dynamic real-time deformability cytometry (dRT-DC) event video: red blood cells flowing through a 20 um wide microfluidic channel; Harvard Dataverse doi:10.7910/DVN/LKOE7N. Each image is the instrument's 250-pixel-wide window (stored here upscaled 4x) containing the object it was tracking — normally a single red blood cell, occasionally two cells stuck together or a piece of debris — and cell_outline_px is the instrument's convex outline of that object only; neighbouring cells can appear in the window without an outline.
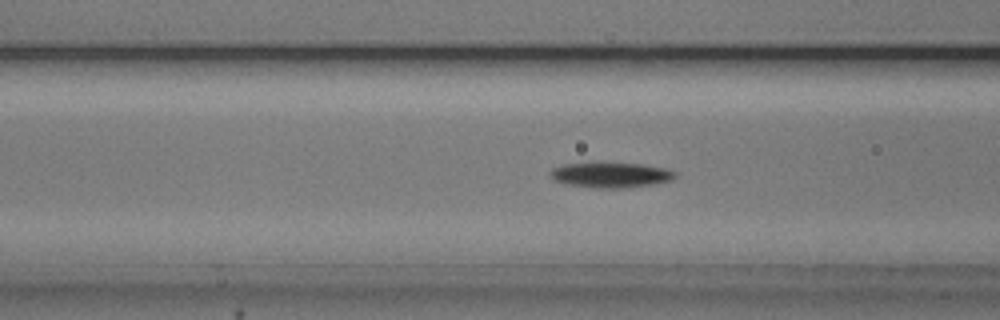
{"species": "common noctule bat (a hibernating species)", "species_latin": "Nyctalus noctula", "temperature_condition": "cold", "stored_images_in_passage": 42, "camera_frame_rate_fps": 3000, "um_per_image_px": 0.085, "animal": {"sex": "male", "body_mass_g": 20.5, "forearm_length_mm": 52.5}, "frame": {"image": 1, "passage_image": 9, "time_ms": 2.667, "image_size_px": [1000, 320], "cell_outline_px": [[680, 172], [672, 180], [652, 184], [628, 188], [600, 188], [564, 184], [552, 180], [548, 172], [552, 168], [564, 164], [588, 160], [600, 160], [644, 164], [664, 168]], "centroid_in_image_um": [51.86, 14.82], "position_along_channel_um": 114.7, "area_um2": 19.59}}
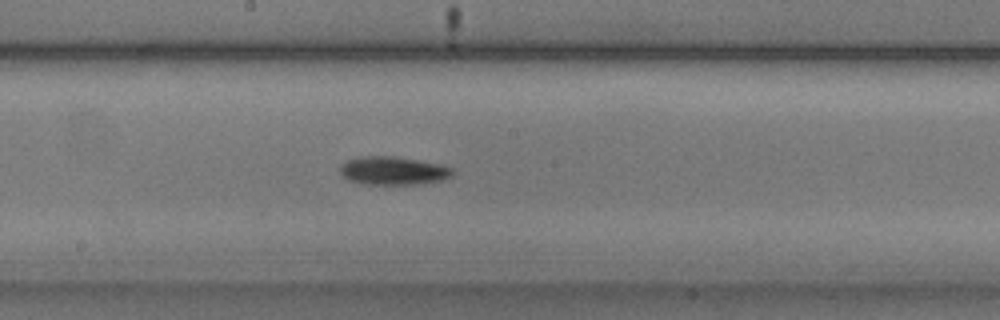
{"frame": {"image": 2, "passage_image": 17, "time_ms": 5.333, "image_size_px": [1000, 320], "cell_outline_px": [[456, 172], [452, 176], [440, 180], [420, 184], [364, 184], [348, 180], [340, 172], [340, 164], [348, 160], [360, 156], [396, 156], [420, 160], [440, 164], [452, 168]], "centroid_in_image_um": [33.43, 14.5], "position_along_channel_um": 214.8, "area_um2": 18.67}}
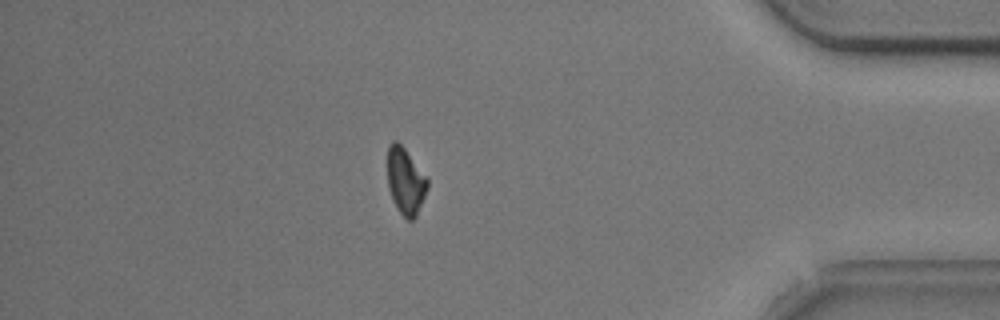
{"frame": {"image": 3, "passage_image": 35, "time_ms": 11.333, "image_size_px": [1000, 320], "cell_outline_px": [[428, 188], [416, 216], [412, 220], [408, 220], [396, 208], [388, 188], [388, 144], [392, 140], [396, 140], [404, 148], [428, 176]], "centroid_in_image_um": [34.48, 15.37], "position_along_channel_um": 400.7, "area_um2": 15.61}, "authors_computed_cell_mechanics": {"area_um2": 17.6868, "velocity_mm_per_s": 3.739, "shape_relaxation_time_tau1_ms": 1.5111, "shape_relaxation_time_tau2_ms": null, "deformation_change_tau1": 0.0972, "deformation_change_tau2": null}}